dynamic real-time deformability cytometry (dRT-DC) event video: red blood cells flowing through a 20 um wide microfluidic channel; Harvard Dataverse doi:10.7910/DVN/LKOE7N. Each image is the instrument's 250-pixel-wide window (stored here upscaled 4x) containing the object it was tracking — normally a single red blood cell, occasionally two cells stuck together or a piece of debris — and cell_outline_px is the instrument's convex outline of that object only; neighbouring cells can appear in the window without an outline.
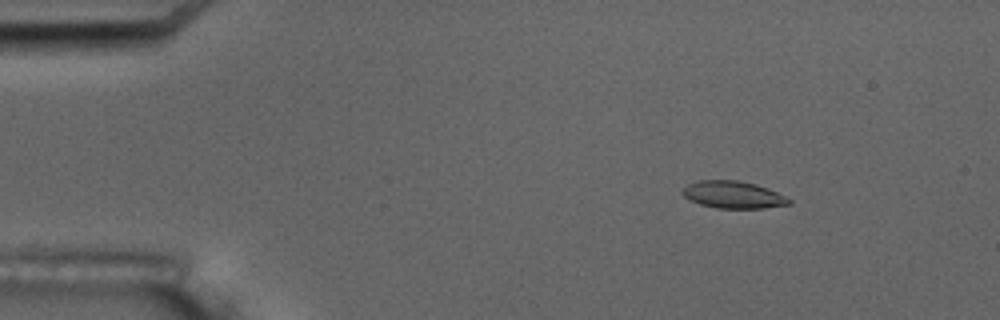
{"species": "common noctule bat (a hibernating species)", "species_latin": "Nyctalus noctula", "temperature_condition": "room temperature", "stored_images_in_passage": 17, "camera_frame_rate_fps": 3000, "um_per_image_px": 0.085, "animal": {"sex": "male", "body_mass_g": 17.5, "forearm_length_mm": 52.3}, "frame": {"image": 1, "passage_image": 3, "time_ms": 2.0, "image_size_px": [1000, 320], "cell_outline_px": [[792, 204], [764, 208], [716, 208], [700, 204], [684, 196], [680, 192], [688, 184], [696, 180], [740, 180], [756, 184], [768, 188], [792, 200]], "centroid_in_image_um": [62.33, 16.54], "position_along_channel_um": 22.7, "area_um2": 16.94}, "authors_computed_cell_mechanics": {"area_um2": 17.2822, "velocity_mm_per_s": 3.4518, "shape_relaxation_time_tau1_ms": 4.0481, "shape_relaxation_time_tau2_ms": 1.0718, "deformation_change_tau1": 0.1333, "deformation_change_tau2": 0.0496}}